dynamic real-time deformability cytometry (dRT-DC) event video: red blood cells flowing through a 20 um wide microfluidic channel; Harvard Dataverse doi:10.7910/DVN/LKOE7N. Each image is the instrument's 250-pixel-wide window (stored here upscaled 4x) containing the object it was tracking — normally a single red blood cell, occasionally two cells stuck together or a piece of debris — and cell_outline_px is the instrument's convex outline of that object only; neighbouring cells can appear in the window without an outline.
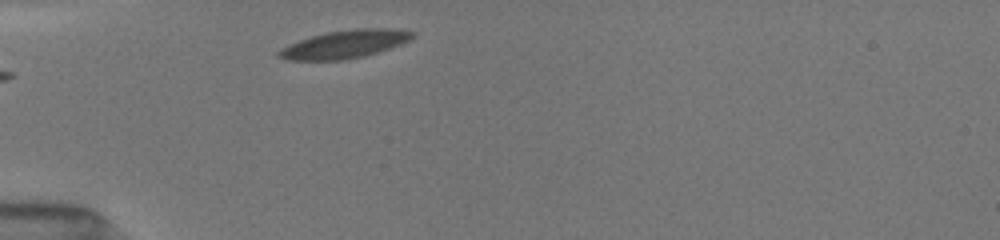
{"species": "common noctule bat (a hibernating species)", "species_latin": "Nyctalus noctula", "temperature_condition": "room temperature", "stored_images_in_passage": 14, "camera_frame_rate_fps": 3000, "um_per_image_px": 0.085, "animal": {"sex": "female", "body_mass_g": 19.5, "forearm_length_mm": 54.1}, "frame": {"image": 1, "passage_image": 1, "time_ms": 0.0, "image_size_px": [1000, 240], "cell_outline_px": [[416, 36], [400, 44], [364, 56], [344, 60], [284, 60], [276, 56], [276, 52], [280, 48], [288, 44], [312, 36], [328, 32], [356, 28], [388, 28], [416, 32]], "centroid_in_image_um": [29.26, 3.76], "position_along_channel_um": 55.7, "area_um2": 21.79}}
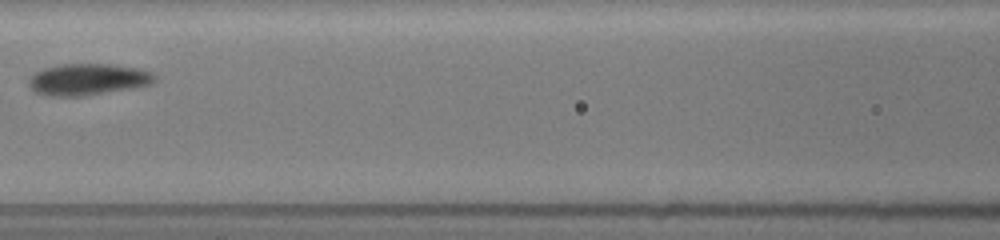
{"frame": {"image": 2, "passage_image": 9, "time_ms": 3.0, "image_size_px": [1000, 240], "cell_outline_px": [[156, 80], [148, 84], [136, 88], [84, 96], [52, 96], [36, 92], [28, 84], [28, 80], [36, 72], [44, 68], [60, 64], [112, 64], [136, 68], [152, 72], [156, 76]], "centroid_in_image_um": [7.49, 6.75], "position_along_channel_um": 159.1, "area_um2": 23.12}}
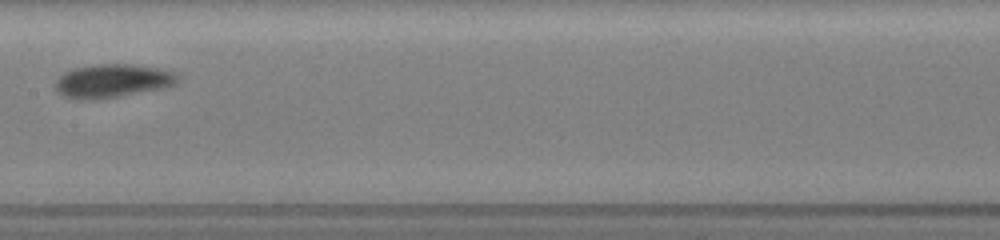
{"frame": {"image": 3, "passage_image": 10, "time_ms": 4.0, "image_size_px": [1000, 240], "cell_outline_px": [[180, 80], [176, 84], [164, 88], [92, 100], [80, 100], [64, 96], [52, 84], [64, 72], [76, 68], [96, 64], [136, 64], [176, 72], [180, 76]], "centroid_in_image_um": [9.58, 6.87], "position_along_channel_um": 197.8, "area_um2": 23.87}}